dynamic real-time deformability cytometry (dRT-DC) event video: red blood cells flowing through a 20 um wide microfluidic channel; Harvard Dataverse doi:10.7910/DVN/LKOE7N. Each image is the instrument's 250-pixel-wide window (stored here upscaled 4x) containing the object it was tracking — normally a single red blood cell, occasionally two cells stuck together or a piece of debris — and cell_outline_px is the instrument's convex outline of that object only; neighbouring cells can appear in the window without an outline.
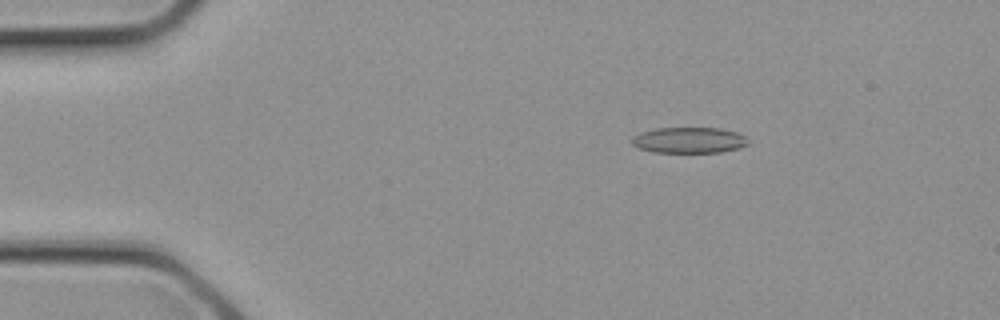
{"species": "common noctule bat (a hibernating species)", "species_latin": "Nyctalus noctula", "temperature_condition": "cold", "stored_images_in_passage": 2, "camera_frame_rate_fps": 3000, "um_per_image_px": 0.085, "animal": {"sex": "female", "body_mass_g": 21.9}, "frame": {"image": 1, "passage_image": 2, "time_ms": 0.333, "image_size_px": [1000, 320], "cell_outline_px": [[748, 144], [740, 148], [720, 152], [652, 152], [640, 148], [632, 144], [632, 136], [640, 132], [656, 128], [720, 128], [736, 132], [744, 136], [748, 140]], "centroid_in_image_um": [58.56, 11.91], "position_along_channel_um": 26.4, "area_um2": 17.51}}